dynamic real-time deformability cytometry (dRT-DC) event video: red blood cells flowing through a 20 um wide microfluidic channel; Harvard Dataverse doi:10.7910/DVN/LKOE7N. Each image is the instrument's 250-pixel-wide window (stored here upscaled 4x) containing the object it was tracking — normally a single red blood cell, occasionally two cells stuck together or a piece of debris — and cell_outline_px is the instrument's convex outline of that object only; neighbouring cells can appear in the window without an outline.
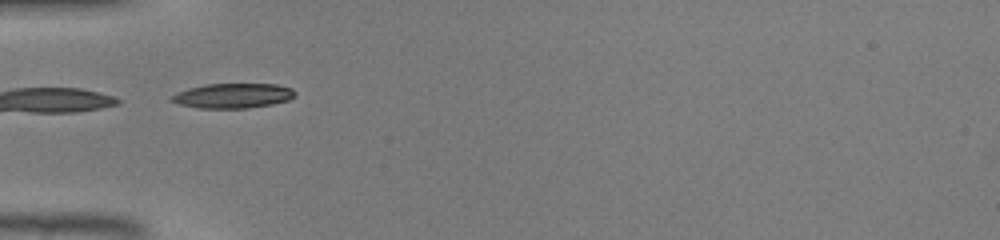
{"species": "common noctule bat (a hibernating species)", "species_latin": "Nyctalus noctula", "temperature_condition": "warm", "stored_images_in_passage": 29, "camera_frame_rate_fps": 3000, "um_per_image_px": 0.085, "animal": {"sex": "male", "body_mass_g": 19.0, "forearm_length_mm": 50.8}, "frame": {"image": 1, "passage_image": 1, "time_ms": 0.0, "image_size_px": [1000, 240], "cell_outline_px": [[296, 96], [288, 100], [272, 104], [248, 108], [200, 108], [180, 104], [168, 100], [172, 96], [188, 88], [204, 84], [276, 84], [292, 88], [296, 92]], "centroid_in_image_um": [19.83, 8.13], "position_along_channel_um": 65.2, "area_um2": 17.8}}
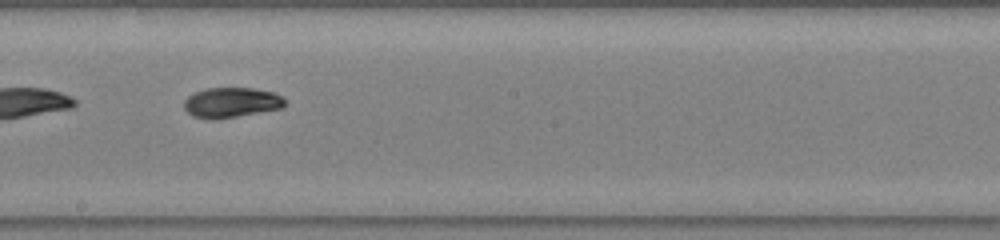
{"frame": {"image": 2, "passage_image": 12, "time_ms": 3.667, "image_size_px": [1000, 240], "cell_outline_px": [[284, 104], [280, 108], [236, 116], [192, 116], [184, 108], [184, 100], [188, 96], [204, 88], [252, 88], [276, 92], [284, 96]], "centroid_in_image_um": [19.7, 8.65], "position_along_channel_um": 228.5, "area_um2": 16.99}}
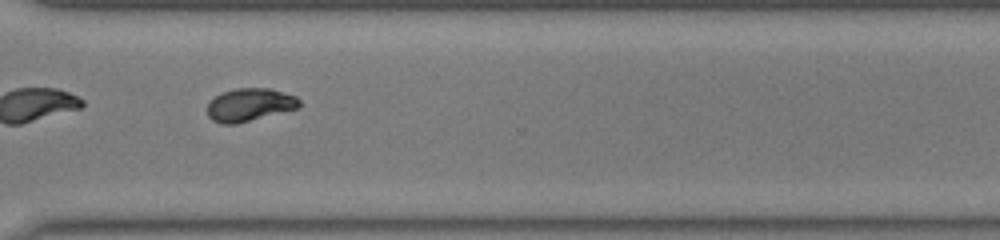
{"frame": {"image": 3, "passage_image": 20, "time_ms": 6.333, "image_size_px": [1000, 240], "cell_outline_px": [[300, 108], [236, 124], [220, 124], [212, 120], [208, 116], [208, 104], [220, 92], [236, 88], [268, 88], [296, 96], [300, 100]], "centroid_in_image_um": [21.23, 8.91], "position_along_channel_um": 349.4, "area_um2": 17.74}}